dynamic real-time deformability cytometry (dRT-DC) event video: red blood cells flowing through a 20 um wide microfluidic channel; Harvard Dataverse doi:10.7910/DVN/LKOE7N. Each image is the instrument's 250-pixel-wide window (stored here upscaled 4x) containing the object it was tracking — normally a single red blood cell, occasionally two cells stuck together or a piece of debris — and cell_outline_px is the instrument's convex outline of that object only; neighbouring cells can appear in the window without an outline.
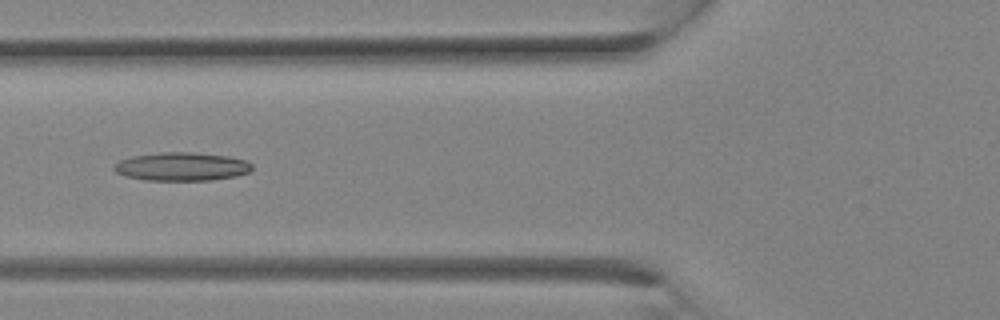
{"species": "Egyptian fruit bat (a non-hibernating species)", "species_latin": "Rousettus aegyptiacus", "temperature_condition": "room temperature", "stored_images_in_passage": 13, "camera_frame_rate_fps": 3000, "um_per_image_px": 0.085, "animal": {"sex": "female"}, "frame": {"image": 1, "passage_image": 10, "time_ms": 3.0, "image_size_px": [1000, 320], "cell_outline_px": [[252, 168], [248, 172], [236, 176], [212, 180], [144, 180], [124, 176], [116, 172], [112, 168], [112, 164], [120, 160], [132, 156], [160, 152], [192, 152], [228, 156], [248, 160], [252, 164]], "centroid_in_image_um": [15.42, 14.15], "position_along_channel_um": 110.4, "area_um2": 23.06}}
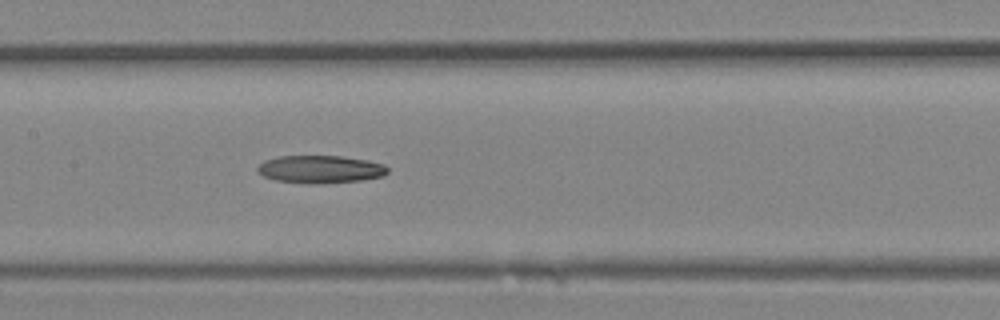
{"frame": {"image": 2, "passage_image": 13, "time_ms": 4.0, "image_size_px": [1000, 320], "cell_outline_px": [[388, 172], [384, 176], [360, 180], [320, 184], [276, 180], [264, 176], [256, 168], [264, 160], [280, 156], [340, 156], [368, 160], [384, 164], [388, 168]], "centroid_in_image_um": [27.26, 14.38], "position_along_channel_um": 180.1, "area_um2": 20.87}}